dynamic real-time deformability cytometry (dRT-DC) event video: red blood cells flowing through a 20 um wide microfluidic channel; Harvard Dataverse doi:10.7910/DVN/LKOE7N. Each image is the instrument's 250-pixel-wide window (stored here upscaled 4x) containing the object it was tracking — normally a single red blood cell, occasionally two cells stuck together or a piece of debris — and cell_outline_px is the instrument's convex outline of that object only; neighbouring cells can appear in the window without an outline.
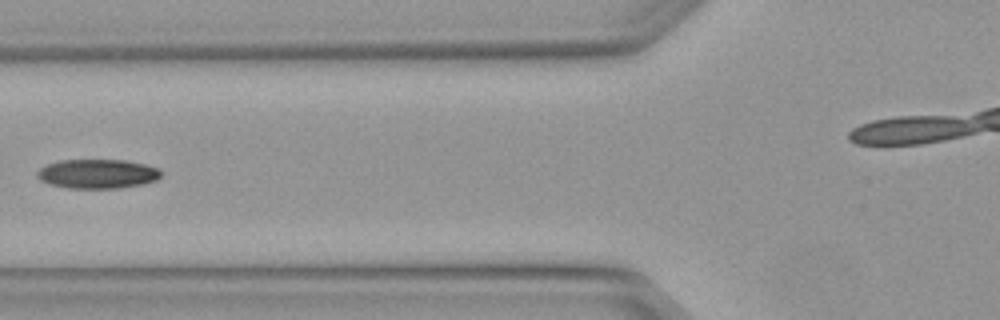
{"species": "Egyptian fruit bat (a non-hibernating species)", "species_latin": "Rousettus aegyptiacus", "temperature_condition": "warm", "stored_images_in_passage": 5, "camera_frame_rate_fps": 3000, "um_per_image_px": 0.085, "animal": {"sex": "female"}, "frame": {"image": 1, "passage_image": 4, "time_ms": 1.0, "image_size_px": [1000, 320], "cell_outline_px": [[160, 176], [156, 180], [140, 184], [116, 188], [68, 188], [52, 184], [40, 180], [36, 176], [36, 172], [40, 168], [48, 164], [60, 160], [124, 160], [144, 164], [160, 168]], "centroid_in_image_um": [8.27, 14.77], "position_along_channel_um": 117.5, "area_um2": 20.92}}
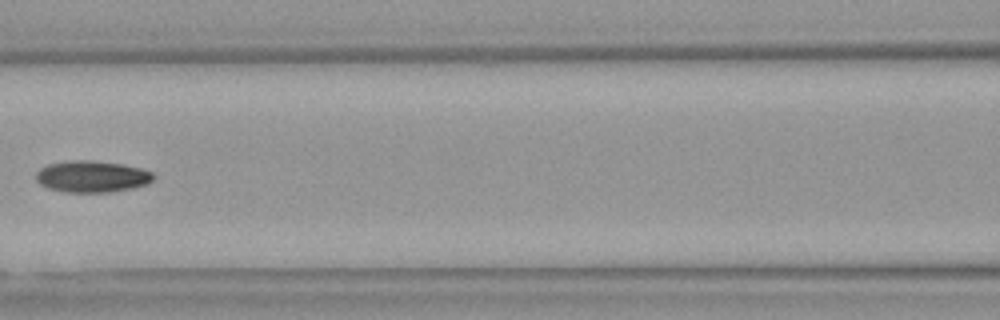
{"frame": {"image": 2, "passage_image": 5, "time_ms": 1.333, "image_size_px": [1000, 320], "cell_outline_px": [[156, 176], [148, 184], [132, 188], [108, 192], [64, 192], [48, 188], [40, 184], [36, 180], [36, 172], [40, 168], [48, 164], [68, 160], [92, 160], [124, 164], [140, 168], [152, 172]], "centroid_in_image_um": [7.81, 14.99], "position_along_channel_um": 158.8, "area_um2": 21.79}}